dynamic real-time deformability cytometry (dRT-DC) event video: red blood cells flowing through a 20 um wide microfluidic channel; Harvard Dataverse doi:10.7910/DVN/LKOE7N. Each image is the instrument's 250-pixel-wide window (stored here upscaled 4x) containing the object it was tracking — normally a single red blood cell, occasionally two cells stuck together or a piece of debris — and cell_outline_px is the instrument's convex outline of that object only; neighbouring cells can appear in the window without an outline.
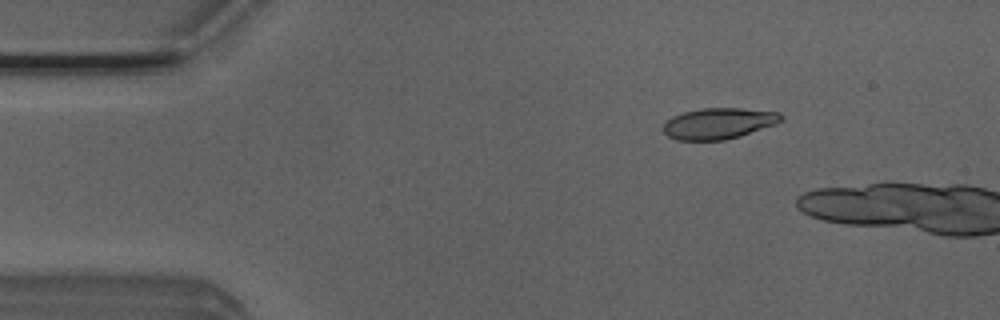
{"species": "Egyptian fruit bat (a non-hibernating species)", "species_latin": "Rousettus aegyptiacus", "temperature_condition": "room temperature", "stored_images_in_passage": 4, "camera_frame_rate_fps": 3000, "um_per_image_px": 0.085, "animal": {"sex": "male"}, "frame": {"image": 1, "passage_image": 3, "time_ms": 0.667, "image_size_px": [1000, 320], "cell_outline_px": [[784, 120], [776, 124], [740, 136], [724, 140], [676, 140], [668, 136], [664, 132], [664, 124], [672, 116], [684, 112], [700, 108], [740, 108], [780, 112], [784, 116]], "centroid_in_image_um": [61.12, 10.48], "position_along_channel_um": 23.9, "area_um2": 21.39}}